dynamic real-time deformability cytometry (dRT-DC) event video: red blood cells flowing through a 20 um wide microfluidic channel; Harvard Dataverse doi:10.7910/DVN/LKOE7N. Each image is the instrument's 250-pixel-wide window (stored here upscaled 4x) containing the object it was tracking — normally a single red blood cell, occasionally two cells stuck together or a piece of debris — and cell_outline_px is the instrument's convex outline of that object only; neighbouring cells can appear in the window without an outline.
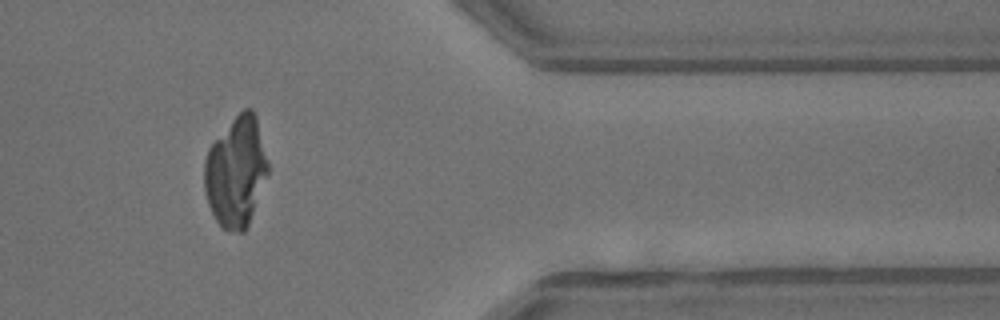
{"species": "common noctule bat (a hibernating species)", "species_latin": "Nyctalus noctula", "temperature_condition": "warm", "stored_images_in_passage": 25, "camera_frame_rate_fps": 3000, "um_per_image_px": 0.085, "animal": {"sex": "male", "body_mass_g": 13.3}, "frame": {"image": 1, "passage_image": 19, "time_ms": 6.0, "image_size_px": [1000, 320], "cell_outline_px": [[268, 172], [248, 224], [244, 232], [240, 232], [224, 228], [216, 220], [208, 204], [204, 188], [204, 160], [208, 148], [232, 120], [244, 108], [252, 108], [256, 116], [268, 164]], "centroid_in_image_um": [20.04, 14.59], "position_along_channel_um": 391.4, "area_um2": 40.17}}